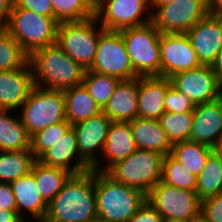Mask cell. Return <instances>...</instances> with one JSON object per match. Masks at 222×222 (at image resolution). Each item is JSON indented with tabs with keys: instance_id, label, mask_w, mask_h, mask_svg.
Wrapping results in <instances>:
<instances>
[{
	"instance_id": "obj_1",
	"label": "cell",
	"mask_w": 222,
	"mask_h": 222,
	"mask_svg": "<svg viewBox=\"0 0 222 222\" xmlns=\"http://www.w3.org/2000/svg\"><path fill=\"white\" fill-rule=\"evenodd\" d=\"M95 170L72 174L47 206L42 222H95Z\"/></svg>"
},
{
	"instance_id": "obj_2",
	"label": "cell",
	"mask_w": 222,
	"mask_h": 222,
	"mask_svg": "<svg viewBox=\"0 0 222 222\" xmlns=\"http://www.w3.org/2000/svg\"><path fill=\"white\" fill-rule=\"evenodd\" d=\"M28 63L36 86L65 90L83 82L85 70L57 44L33 51Z\"/></svg>"
},
{
	"instance_id": "obj_3",
	"label": "cell",
	"mask_w": 222,
	"mask_h": 222,
	"mask_svg": "<svg viewBox=\"0 0 222 222\" xmlns=\"http://www.w3.org/2000/svg\"><path fill=\"white\" fill-rule=\"evenodd\" d=\"M97 217L101 222H127L146 202V194L95 170Z\"/></svg>"
},
{
	"instance_id": "obj_4",
	"label": "cell",
	"mask_w": 222,
	"mask_h": 222,
	"mask_svg": "<svg viewBox=\"0 0 222 222\" xmlns=\"http://www.w3.org/2000/svg\"><path fill=\"white\" fill-rule=\"evenodd\" d=\"M59 22L54 17L39 15L32 10L18 8L14 3L6 30L30 55L33 51L57 42Z\"/></svg>"
},
{
	"instance_id": "obj_5",
	"label": "cell",
	"mask_w": 222,
	"mask_h": 222,
	"mask_svg": "<svg viewBox=\"0 0 222 222\" xmlns=\"http://www.w3.org/2000/svg\"><path fill=\"white\" fill-rule=\"evenodd\" d=\"M104 31L96 16L83 21L61 22L56 44L86 71L92 67Z\"/></svg>"
},
{
	"instance_id": "obj_6",
	"label": "cell",
	"mask_w": 222,
	"mask_h": 222,
	"mask_svg": "<svg viewBox=\"0 0 222 222\" xmlns=\"http://www.w3.org/2000/svg\"><path fill=\"white\" fill-rule=\"evenodd\" d=\"M164 155L136 149L129 157L112 165L105 173L113 180L147 194L161 181Z\"/></svg>"
},
{
	"instance_id": "obj_7",
	"label": "cell",
	"mask_w": 222,
	"mask_h": 222,
	"mask_svg": "<svg viewBox=\"0 0 222 222\" xmlns=\"http://www.w3.org/2000/svg\"><path fill=\"white\" fill-rule=\"evenodd\" d=\"M133 70L138 77L161 76V33L152 22L120 31Z\"/></svg>"
},
{
	"instance_id": "obj_8",
	"label": "cell",
	"mask_w": 222,
	"mask_h": 222,
	"mask_svg": "<svg viewBox=\"0 0 222 222\" xmlns=\"http://www.w3.org/2000/svg\"><path fill=\"white\" fill-rule=\"evenodd\" d=\"M19 110L20 119L31 137L46 127L66 120L63 90L34 85Z\"/></svg>"
},
{
	"instance_id": "obj_9",
	"label": "cell",
	"mask_w": 222,
	"mask_h": 222,
	"mask_svg": "<svg viewBox=\"0 0 222 222\" xmlns=\"http://www.w3.org/2000/svg\"><path fill=\"white\" fill-rule=\"evenodd\" d=\"M149 202L168 220H190L201 212V199L196 191L178 189L159 181L147 194Z\"/></svg>"
},
{
	"instance_id": "obj_10",
	"label": "cell",
	"mask_w": 222,
	"mask_h": 222,
	"mask_svg": "<svg viewBox=\"0 0 222 222\" xmlns=\"http://www.w3.org/2000/svg\"><path fill=\"white\" fill-rule=\"evenodd\" d=\"M209 14L207 0H176L152 10V23L160 33H187Z\"/></svg>"
},
{
	"instance_id": "obj_11",
	"label": "cell",
	"mask_w": 222,
	"mask_h": 222,
	"mask_svg": "<svg viewBox=\"0 0 222 222\" xmlns=\"http://www.w3.org/2000/svg\"><path fill=\"white\" fill-rule=\"evenodd\" d=\"M89 70L119 80L138 77L133 70L120 31L105 30L100 35L95 60Z\"/></svg>"
},
{
	"instance_id": "obj_12",
	"label": "cell",
	"mask_w": 222,
	"mask_h": 222,
	"mask_svg": "<svg viewBox=\"0 0 222 222\" xmlns=\"http://www.w3.org/2000/svg\"><path fill=\"white\" fill-rule=\"evenodd\" d=\"M95 16L105 30L141 26L152 21L151 0H104L95 9Z\"/></svg>"
},
{
	"instance_id": "obj_13",
	"label": "cell",
	"mask_w": 222,
	"mask_h": 222,
	"mask_svg": "<svg viewBox=\"0 0 222 222\" xmlns=\"http://www.w3.org/2000/svg\"><path fill=\"white\" fill-rule=\"evenodd\" d=\"M171 84L195 104L209 103L222 96V85L209 65L182 71L170 77Z\"/></svg>"
},
{
	"instance_id": "obj_14",
	"label": "cell",
	"mask_w": 222,
	"mask_h": 222,
	"mask_svg": "<svg viewBox=\"0 0 222 222\" xmlns=\"http://www.w3.org/2000/svg\"><path fill=\"white\" fill-rule=\"evenodd\" d=\"M159 51L162 77L201 66L186 33H161Z\"/></svg>"
},
{
	"instance_id": "obj_15",
	"label": "cell",
	"mask_w": 222,
	"mask_h": 222,
	"mask_svg": "<svg viewBox=\"0 0 222 222\" xmlns=\"http://www.w3.org/2000/svg\"><path fill=\"white\" fill-rule=\"evenodd\" d=\"M201 65H209L222 48V15L208 14L187 33Z\"/></svg>"
},
{
	"instance_id": "obj_16",
	"label": "cell",
	"mask_w": 222,
	"mask_h": 222,
	"mask_svg": "<svg viewBox=\"0 0 222 222\" xmlns=\"http://www.w3.org/2000/svg\"><path fill=\"white\" fill-rule=\"evenodd\" d=\"M112 121L103 113L72 125L80 157L92 168L101 158L107 131ZM100 151V152H99Z\"/></svg>"
},
{
	"instance_id": "obj_17",
	"label": "cell",
	"mask_w": 222,
	"mask_h": 222,
	"mask_svg": "<svg viewBox=\"0 0 222 222\" xmlns=\"http://www.w3.org/2000/svg\"><path fill=\"white\" fill-rule=\"evenodd\" d=\"M190 140L215 148L222 136V96L212 102L195 105Z\"/></svg>"
},
{
	"instance_id": "obj_18",
	"label": "cell",
	"mask_w": 222,
	"mask_h": 222,
	"mask_svg": "<svg viewBox=\"0 0 222 222\" xmlns=\"http://www.w3.org/2000/svg\"><path fill=\"white\" fill-rule=\"evenodd\" d=\"M34 86L29 63L15 70L0 71V110L18 111Z\"/></svg>"
},
{
	"instance_id": "obj_19",
	"label": "cell",
	"mask_w": 222,
	"mask_h": 222,
	"mask_svg": "<svg viewBox=\"0 0 222 222\" xmlns=\"http://www.w3.org/2000/svg\"><path fill=\"white\" fill-rule=\"evenodd\" d=\"M136 145L129 122H111L100 160L92 167L98 172H106L112 165L129 157ZM104 159V160H103ZM101 165V162H106Z\"/></svg>"
},
{
	"instance_id": "obj_20",
	"label": "cell",
	"mask_w": 222,
	"mask_h": 222,
	"mask_svg": "<svg viewBox=\"0 0 222 222\" xmlns=\"http://www.w3.org/2000/svg\"><path fill=\"white\" fill-rule=\"evenodd\" d=\"M139 77L119 80L113 94L102 108L112 122H130L138 117Z\"/></svg>"
},
{
	"instance_id": "obj_21",
	"label": "cell",
	"mask_w": 222,
	"mask_h": 222,
	"mask_svg": "<svg viewBox=\"0 0 222 222\" xmlns=\"http://www.w3.org/2000/svg\"><path fill=\"white\" fill-rule=\"evenodd\" d=\"M38 161L47 166L65 169L72 174H79L92 169L79 155L77 136L73 127Z\"/></svg>"
},
{
	"instance_id": "obj_22",
	"label": "cell",
	"mask_w": 222,
	"mask_h": 222,
	"mask_svg": "<svg viewBox=\"0 0 222 222\" xmlns=\"http://www.w3.org/2000/svg\"><path fill=\"white\" fill-rule=\"evenodd\" d=\"M170 86V78L139 77L138 117L158 120L165 113L164 100Z\"/></svg>"
},
{
	"instance_id": "obj_23",
	"label": "cell",
	"mask_w": 222,
	"mask_h": 222,
	"mask_svg": "<svg viewBox=\"0 0 222 222\" xmlns=\"http://www.w3.org/2000/svg\"><path fill=\"white\" fill-rule=\"evenodd\" d=\"M14 193L18 215L26 222V213L35 218V222H42L47 212L48 204L39 193L34 174L30 171L10 183ZM26 214V215H25Z\"/></svg>"
},
{
	"instance_id": "obj_24",
	"label": "cell",
	"mask_w": 222,
	"mask_h": 222,
	"mask_svg": "<svg viewBox=\"0 0 222 222\" xmlns=\"http://www.w3.org/2000/svg\"><path fill=\"white\" fill-rule=\"evenodd\" d=\"M129 123L137 149L170 154L173 144L158 120L136 117Z\"/></svg>"
},
{
	"instance_id": "obj_25",
	"label": "cell",
	"mask_w": 222,
	"mask_h": 222,
	"mask_svg": "<svg viewBox=\"0 0 222 222\" xmlns=\"http://www.w3.org/2000/svg\"><path fill=\"white\" fill-rule=\"evenodd\" d=\"M66 120L74 125L102 112L101 107L91 97L84 84L63 90Z\"/></svg>"
},
{
	"instance_id": "obj_26",
	"label": "cell",
	"mask_w": 222,
	"mask_h": 222,
	"mask_svg": "<svg viewBox=\"0 0 222 222\" xmlns=\"http://www.w3.org/2000/svg\"><path fill=\"white\" fill-rule=\"evenodd\" d=\"M11 112L0 110V151L30 150L31 137L17 111V118Z\"/></svg>"
},
{
	"instance_id": "obj_27",
	"label": "cell",
	"mask_w": 222,
	"mask_h": 222,
	"mask_svg": "<svg viewBox=\"0 0 222 222\" xmlns=\"http://www.w3.org/2000/svg\"><path fill=\"white\" fill-rule=\"evenodd\" d=\"M31 172L34 174L39 193L47 204L62 190L72 175L65 169L47 166L38 160L34 161Z\"/></svg>"
},
{
	"instance_id": "obj_28",
	"label": "cell",
	"mask_w": 222,
	"mask_h": 222,
	"mask_svg": "<svg viewBox=\"0 0 222 222\" xmlns=\"http://www.w3.org/2000/svg\"><path fill=\"white\" fill-rule=\"evenodd\" d=\"M213 151L208 145L187 140L174 143L170 155L198 176Z\"/></svg>"
},
{
	"instance_id": "obj_29",
	"label": "cell",
	"mask_w": 222,
	"mask_h": 222,
	"mask_svg": "<svg viewBox=\"0 0 222 222\" xmlns=\"http://www.w3.org/2000/svg\"><path fill=\"white\" fill-rule=\"evenodd\" d=\"M222 192V156L215 150L197 176L196 193L201 200Z\"/></svg>"
},
{
	"instance_id": "obj_30",
	"label": "cell",
	"mask_w": 222,
	"mask_h": 222,
	"mask_svg": "<svg viewBox=\"0 0 222 222\" xmlns=\"http://www.w3.org/2000/svg\"><path fill=\"white\" fill-rule=\"evenodd\" d=\"M34 161L30 150L0 151V182L11 183L27 175Z\"/></svg>"
},
{
	"instance_id": "obj_31",
	"label": "cell",
	"mask_w": 222,
	"mask_h": 222,
	"mask_svg": "<svg viewBox=\"0 0 222 222\" xmlns=\"http://www.w3.org/2000/svg\"><path fill=\"white\" fill-rule=\"evenodd\" d=\"M161 181L165 184L175 186L178 189L196 191L197 176L170 154L164 156Z\"/></svg>"
},
{
	"instance_id": "obj_32",
	"label": "cell",
	"mask_w": 222,
	"mask_h": 222,
	"mask_svg": "<svg viewBox=\"0 0 222 222\" xmlns=\"http://www.w3.org/2000/svg\"><path fill=\"white\" fill-rule=\"evenodd\" d=\"M28 60L29 55L4 29L0 33V71L23 68L28 64Z\"/></svg>"
},
{
	"instance_id": "obj_33",
	"label": "cell",
	"mask_w": 222,
	"mask_h": 222,
	"mask_svg": "<svg viewBox=\"0 0 222 222\" xmlns=\"http://www.w3.org/2000/svg\"><path fill=\"white\" fill-rule=\"evenodd\" d=\"M118 82L119 79L116 77L86 70L82 83L102 109L113 94Z\"/></svg>"
},
{
	"instance_id": "obj_34",
	"label": "cell",
	"mask_w": 222,
	"mask_h": 222,
	"mask_svg": "<svg viewBox=\"0 0 222 222\" xmlns=\"http://www.w3.org/2000/svg\"><path fill=\"white\" fill-rule=\"evenodd\" d=\"M53 17L59 22L83 21L95 16V9L86 0H51Z\"/></svg>"
},
{
	"instance_id": "obj_35",
	"label": "cell",
	"mask_w": 222,
	"mask_h": 222,
	"mask_svg": "<svg viewBox=\"0 0 222 222\" xmlns=\"http://www.w3.org/2000/svg\"><path fill=\"white\" fill-rule=\"evenodd\" d=\"M158 121L172 144L190 140L192 113L165 112Z\"/></svg>"
},
{
	"instance_id": "obj_36",
	"label": "cell",
	"mask_w": 222,
	"mask_h": 222,
	"mask_svg": "<svg viewBox=\"0 0 222 222\" xmlns=\"http://www.w3.org/2000/svg\"><path fill=\"white\" fill-rule=\"evenodd\" d=\"M72 125L67 121L51 125L33 134L30 138V151L35 160H38L46 151L66 134Z\"/></svg>"
},
{
	"instance_id": "obj_37",
	"label": "cell",
	"mask_w": 222,
	"mask_h": 222,
	"mask_svg": "<svg viewBox=\"0 0 222 222\" xmlns=\"http://www.w3.org/2000/svg\"><path fill=\"white\" fill-rule=\"evenodd\" d=\"M195 104L183 92L178 91L172 84L168 88L164 100L165 112L192 113Z\"/></svg>"
},
{
	"instance_id": "obj_38",
	"label": "cell",
	"mask_w": 222,
	"mask_h": 222,
	"mask_svg": "<svg viewBox=\"0 0 222 222\" xmlns=\"http://www.w3.org/2000/svg\"><path fill=\"white\" fill-rule=\"evenodd\" d=\"M201 212L210 222H222V192L201 200Z\"/></svg>"
},
{
	"instance_id": "obj_39",
	"label": "cell",
	"mask_w": 222,
	"mask_h": 222,
	"mask_svg": "<svg viewBox=\"0 0 222 222\" xmlns=\"http://www.w3.org/2000/svg\"><path fill=\"white\" fill-rule=\"evenodd\" d=\"M18 8L32 10L33 12L47 17H53L51 0H14Z\"/></svg>"
},
{
	"instance_id": "obj_40",
	"label": "cell",
	"mask_w": 222,
	"mask_h": 222,
	"mask_svg": "<svg viewBox=\"0 0 222 222\" xmlns=\"http://www.w3.org/2000/svg\"><path fill=\"white\" fill-rule=\"evenodd\" d=\"M127 222H165V220L164 217L146 201Z\"/></svg>"
},
{
	"instance_id": "obj_41",
	"label": "cell",
	"mask_w": 222,
	"mask_h": 222,
	"mask_svg": "<svg viewBox=\"0 0 222 222\" xmlns=\"http://www.w3.org/2000/svg\"><path fill=\"white\" fill-rule=\"evenodd\" d=\"M0 209L17 211L15 197L10 183L0 182Z\"/></svg>"
},
{
	"instance_id": "obj_42",
	"label": "cell",
	"mask_w": 222,
	"mask_h": 222,
	"mask_svg": "<svg viewBox=\"0 0 222 222\" xmlns=\"http://www.w3.org/2000/svg\"><path fill=\"white\" fill-rule=\"evenodd\" d=\"M14 0H0V24L6 28L8 25Z\"/></svg>"
},
{
	"instance_id": "obj_43",
	"label": "cell",
	"mask_w": 222,
	"mask_h": 222,
	"mask_svg": "<svg viewBox=\"0 0 222 222\" xmlns=\"http://www.w3.org/2000/svg\"><path fill=\"white\" fill-rule=\"evenodd\" d=\"M0 222H25L17 213V211H9L0 209Z\"/></svg>"
},
{
	"instance_id": "obj_44",
	"label": "cell",
	"mask_w": 222,
	"mask_h": 222,
	"mask_svg": "<svg viewBox=\"0 0 222 222\" xmlns=\"http://www.w3.org/2000/svg\"><path fill=\"white\" fill-rule=\"evenodd\" d=\"M211 68L215 72L218 81L222 85V48L218 52L217 56L215 57L214 62L211 64Z\"/></svg>"
},
{
	"instance_id": "obj_45",
	"label": "cell",
	"mask_w": 222,
	"mask_h": 222,
	"mask_svg": "<svg viewBox=\"0 0 222 222\" xmlns=\"http://www.w3.org/2000/svg\"><path fill=\"white\" fill-rule=\"evenodd\" d=\"M210 14L222 15V0H207Z\"/></svg>"
},
{
	"instance_id": "obj_46",
	"label": "cell",
	"mask_w": 222,
	"mask_h": 222,
	"mask_svg": "<svg viewBox=\"0 0 222 222\" xmlns=\"http://www.w3.org/2000/svg\"><path fill=\"white\" fill-rule=\"evenodd\" d=\"M174 1L176 0H151V10L157 7L158 5H165Z\"/></svg>"
},
{
	"instance_id": "obj_47",
	"label": "cell",
	"mask_w": 222,
	"mask_h": 222,
	"mask_svg": "<svg viewBox=\"0 0 222 222\" xmlns=\"http://www.w3.org/2000/svg\"><path fill=\"white\" fill-rule=\"evenodd\" d=\"M190 222H210L202 212L190 219Z\"/></svg>"
},
{
	"instance_id": "obj_48",
	"label": "cell",
	"mask_w": 222,
	"mask_h": 222,
	"mask_svg": "<svg viewBox=\"0 0 222 222\" xmlns=\"http://www.w3.org/2000/svg\"><path fill=\"white\" fill-rule=\"evenodd\" d=\"M94 9H96L100 4L101 0H86Z\"/></svg>"
},
{
	"instance_id": "obj_49",
	"label": "cell",
	"mask_w": 222,
	"mask_h": 222,
	"mask_svg": "<svg viewBox=\"0 0 222 222\" xmlns=\"http://www.w3.org/2000/svg\"><path fill=\"white\" fill-rule=\"evenodd\" d=\"M214 150L222 156V136Z\"/></svg>"
},
{
	"instance_id": "obj_50",
	"label": "cell",
	"mask_w": 222,
	"mask_h": 222,
	"mask_svg": "<svg viewBox=\"0 0 222 222\" xmlns=\"http://www.w3.org/2000/svg\"><path fill=\"white\" fill-rule=\"evenodd\" d=\"M165 222H190V220H168Z\"/></svg>"
},
{
	"instance_id": "obj_51",
	"label": "cell",
	"mask_w": 222,
	"mask_h": 222,
	"mask_svg": "<svg viewBox=\"0 0 222 222\" xmlns=\"http://www.w3.org/2000/svg\"><path fill=\"white\" fill-rule=\"evenodd\" d=\"M5 28L0 24V33L4 30Z\"/></svg>"
}]
</instances>
